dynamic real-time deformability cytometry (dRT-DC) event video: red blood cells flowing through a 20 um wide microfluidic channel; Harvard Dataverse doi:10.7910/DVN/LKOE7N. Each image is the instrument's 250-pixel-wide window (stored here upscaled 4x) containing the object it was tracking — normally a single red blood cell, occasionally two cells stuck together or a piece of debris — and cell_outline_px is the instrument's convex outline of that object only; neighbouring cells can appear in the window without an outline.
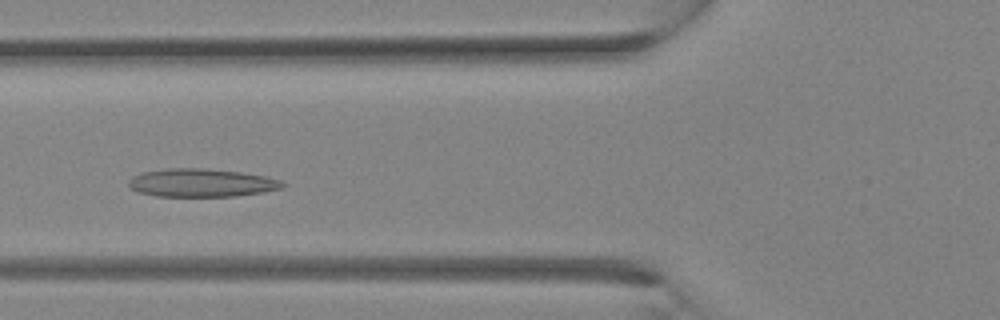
{"species": "Egyptian fruit bat (a non-hibernating species)", "species_latin": "Rousettus aegyptiacus", "temperature_condition": "room temperature", "stored_images_in_passage": 23, "camera_frame_rate_fps": 3000, "um_per_image_px": 0.085, "animal": {"sex": "female"}, "frame": {"image": 1, "passage_image": 3, "time_ms": 0.667, "image_size_px": [1000, 320], "cell_outline_px": [[288, 184], [280, 188], [264, 192], [236, 196], [156, 196], [140, 192], [132, 188], [128, 184], [128, 180], [132, 176], [144, 172], [168, 168], [204, 168], [240, 172], [264, 176], [280, 180]], "centroid_in_image_um": [17.14, 15.54], "position_along_channel_um": 108.7, "area_um2": 25.14}}
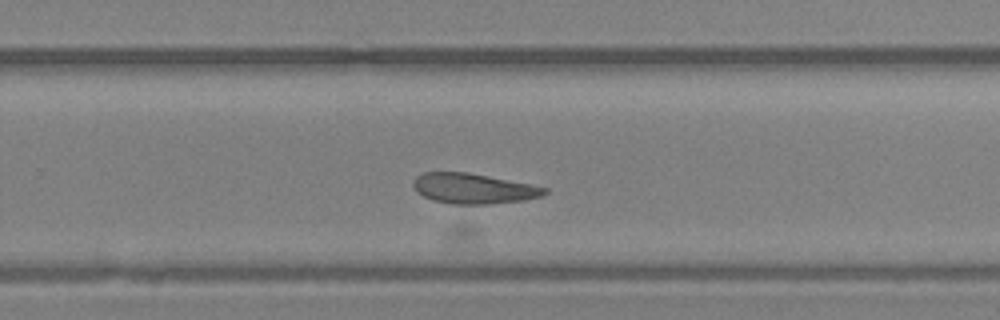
{"frame": {"image": 2, "passage_image": 12, "time_ms": 3.667, "image_size_px": [1000, 320], "cell_outline_px": [[548, 192], [540, 196], [524, 200], [492, 204], [452, 204], [432, 200], [424, 196], [412, 184], [416, 176], [424, 172], [468, 172], [532, 184], [548, 188]], "centroid_in_image_um": [40.27, 16.02], "position_along_channel_um": 289.5, "area_um2": 23.12}}
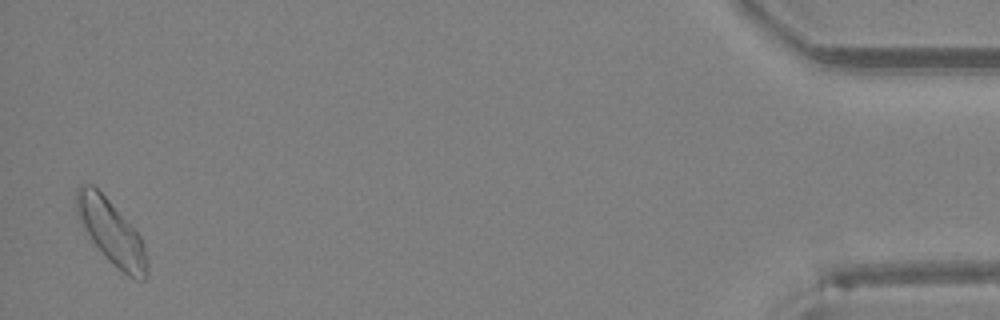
{"frame": {"image": 3, "passage_image": 23, "time_ms": 7.333, "image_size_px": [1000, 320], "cell_outline_px": [[148, 276], [144, 280], [140, 280], [128, 276], [112, 264], [108, 260], [92, 240], [84, 228], [76, 212], [76, 188], [80, 184], [92, 184], [108, 200], [140, 236], [144, 248], [148, 264]], "centroid_in_image_um": [9.46, 19.75], "position_along_channel_um": 425.7, "area_um2": 25.84}}